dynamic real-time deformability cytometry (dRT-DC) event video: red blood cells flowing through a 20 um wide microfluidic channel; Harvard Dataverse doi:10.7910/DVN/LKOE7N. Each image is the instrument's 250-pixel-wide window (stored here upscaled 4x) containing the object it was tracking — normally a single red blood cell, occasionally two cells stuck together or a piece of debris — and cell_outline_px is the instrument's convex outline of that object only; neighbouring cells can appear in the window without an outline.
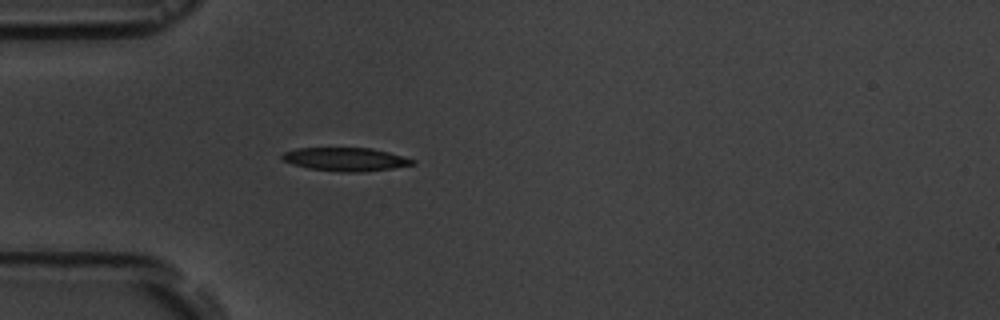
{"species": "common noctule bat (a hibernating species)", "species_latin": "Nyctalus noctula", "temperature_condition": "room temperature", "stored_images_in_passage": 5, "camera_frame_rate_fps": 3000, "um_per_image_px": 0.085, "animal": {"sex": "male", "body_mass_g": 19.5, "forearm_length_mm": 54.6}, "frame": {"image": 1, "passage_image": 5, "time_ms": 4.333, "image_size_px": [1000, 320], "cell_outline_px": [[416, 164], [392, 168], [360, 172], [340, 172], [308, 168], [292, 164], [280, 160], [280, 156], [284, 152], [296, 148], [372, 148], [388, 152], [416, 160]], "centroid_in_image_um": [29.34, 13.54], "position_along_channel_um": 55.7, "area_um2": 17.86}}